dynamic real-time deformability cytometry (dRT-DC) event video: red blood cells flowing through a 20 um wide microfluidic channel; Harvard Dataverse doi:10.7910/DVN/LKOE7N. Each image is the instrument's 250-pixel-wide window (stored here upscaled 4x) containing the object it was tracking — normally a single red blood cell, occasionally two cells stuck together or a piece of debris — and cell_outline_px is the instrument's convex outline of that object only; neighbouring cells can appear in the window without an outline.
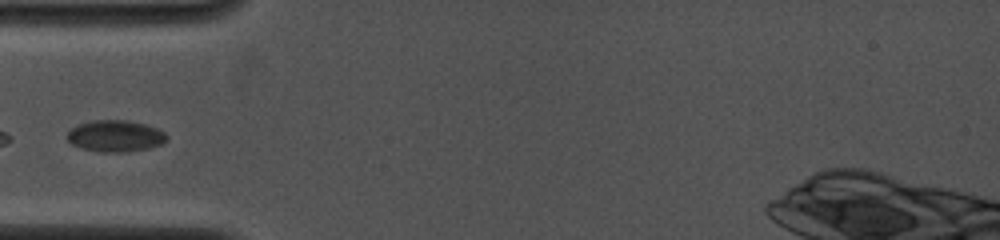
{"species": "common noctule bat (a hibernating species)", "species_latin": "Nyctalus noctula", "temperature_condition": "cold", "stored_images_in_passage": 46, "camera_frame_rate_fps": 4000, "um_per_image_px": 0.085, "animal": {"sex": "female", "body_mass_g": 19.0, "forearm_length_mm": 53.3}, "frame": {"image": 1, "passage_image": 1, "time_ms": 0.0, "image_size_px": [1000, 240], "cell_outline_px": [[168, 140], [160, 144], [148, 148], [124, 152], [100, 152], [80, 148], [72, 144], [68, 140], [68, 132], [76, 124], [92, 120], [128, 120], [144, 124], [156, 128], [164, 132], [168, 136]], "centroid_in_image_um": [9.79, 11.55], "position_along_channel_um": 75.2, "area_um2": 18.32}}
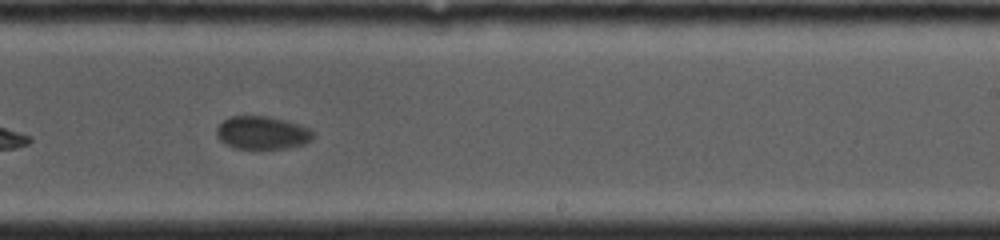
{"frame": {"image": 2, "passage_image": 21, "time_ms": 5.0, "image_size_px": [1000, 240], "cell_outline_px": [[312, 140], [304, 144], [284, 148], [236, 148], [220, 140], [216, 136], [216, 128], [224, 120], [232, 116], [268, 116], [284, 120], [308, 128], [312, 132]], "centroid_in_image_um": [22.26, 11.28], "position_along_channel_um": 266.7, "area_um2": 18.21}}
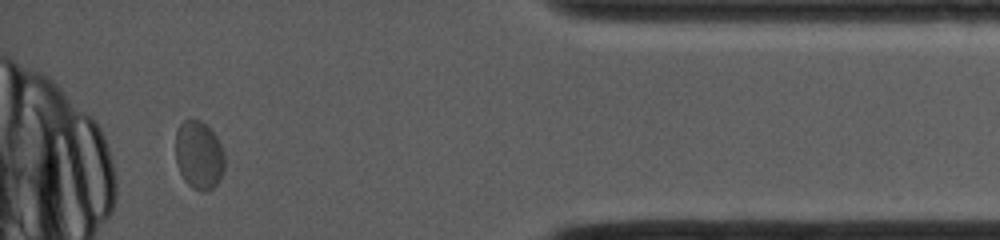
{"frame": {"image": 3, "passage_image": 41, "time_ms": 9.75, "image_size_px": [1000, 240], "cell_outline_px": [[224, 168], [220, 180], [212, 188], [204, 192], [200, 192], [192, 188], [184, 180], [176, 164], [176, 132], [180, 124], [184, 120], [200, 120], [216, 136], [224, 152]], "centroid_in_image_um": [16.9, 13.22], "position_along_channel_um": 418.3, "area_um2": 19.54}}